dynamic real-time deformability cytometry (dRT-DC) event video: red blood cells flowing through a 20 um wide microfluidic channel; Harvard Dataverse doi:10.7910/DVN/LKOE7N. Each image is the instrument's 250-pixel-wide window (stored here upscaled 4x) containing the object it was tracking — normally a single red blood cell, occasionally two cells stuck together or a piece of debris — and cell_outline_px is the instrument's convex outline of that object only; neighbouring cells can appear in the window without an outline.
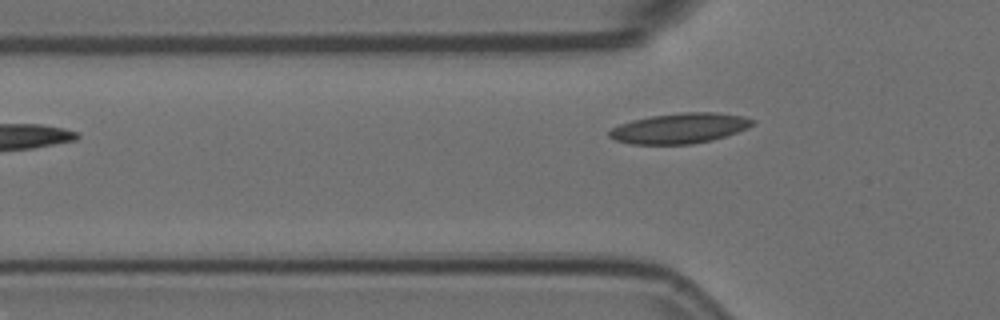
{"species": "Egyptian fruit bat (a non-hibernating species)", "species_latin": "Rousettus aegyptiacus", "temperature_condition": "room temperature", "stored_images_in_passage": 2, "camera_frame_rate_fps": 3000, "um_per_image_px": 0.085, "animal": {"sex": "female"}, "frame": {"image": 1, "passage_image": 2, "time_ms": 0.333, "image_size_px": [1000, 320], "cell_outline_px": [[756, 124], [748, 128], [712, 140], [692, 144], [628, 144], [616, 140], [608, 136], [608, 132], [612, 128], [620, 124], [632, 120], [652, 116], [680, 112], [716, 112], [744, 116], [756, 120]], "centroid_in_image_um": [57.8, 10.9], "position_along_channel_um": 68.0, "area_um2": 25.37}}